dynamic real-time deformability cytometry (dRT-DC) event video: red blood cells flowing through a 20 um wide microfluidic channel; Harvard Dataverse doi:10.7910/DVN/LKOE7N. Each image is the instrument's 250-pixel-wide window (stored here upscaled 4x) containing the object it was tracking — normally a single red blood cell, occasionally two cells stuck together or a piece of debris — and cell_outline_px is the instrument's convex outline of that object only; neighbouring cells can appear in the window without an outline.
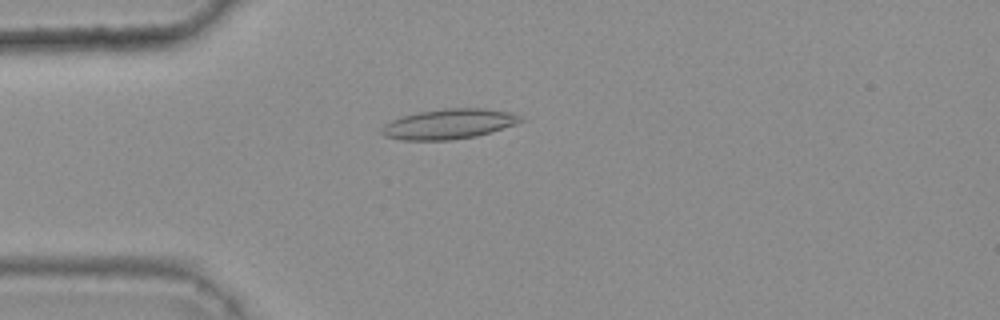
{"species": "common noctule bat (a hibernating species)", "species_latin": "Nyctalus noctula", "temperature_condition": "warm", "stored_images_in_passage": 35, "camera_frame_rate_fps": 3000, "um_per_image_px": 0.085, "animal": {"sex": "female", "body_mass_g": 25.1}, "frame": {"image": 1, "passage_image": 1, "time_ms": 0.0, "image_size_px": [1000, 320], "cell_outline_px": [[524, 120], [516, 124], [476, 136], [452, 140], [400, 140], [384, 136], [380, 132], [380, 128], [384, 124], [392, 120], [404, 116], [420, 112], [444, 108], [484, 108], [512, 112], [520, 116]], "centroid_in_image_um": [38.14, 10.54], "position_along_channel_um": 46.9, "area_um2": 24.33}}
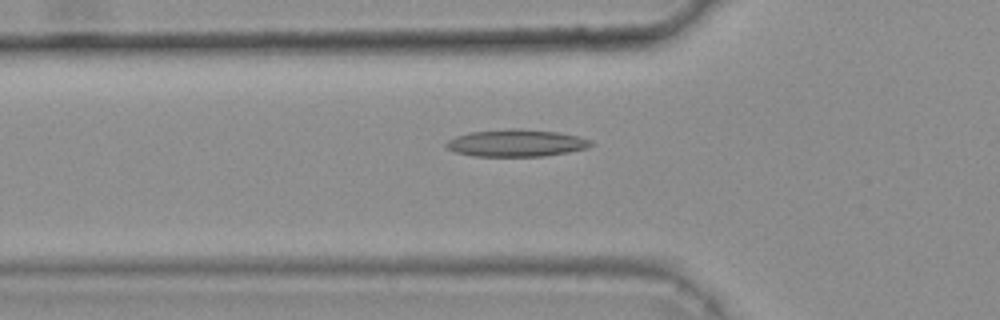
{"frame": {"image": 2, "passage_image": 5, "time_ms": 1.333, "image_size_px": [1000, 320], "cell_outline_px": [[596, 144], [588, 148], [568, 152], [544, 156], [472, 156], [456, 152], [448, 148], [444, 144], [448, 140], [456, 136], [468, 132], [508, 128], [520, 128], [556, 132], [576, 136], [592, 140]], "centroid_in_image_um": [43.89, 12.15], "position_along_channel_um": 81.9, "area_um2": 23.06}}
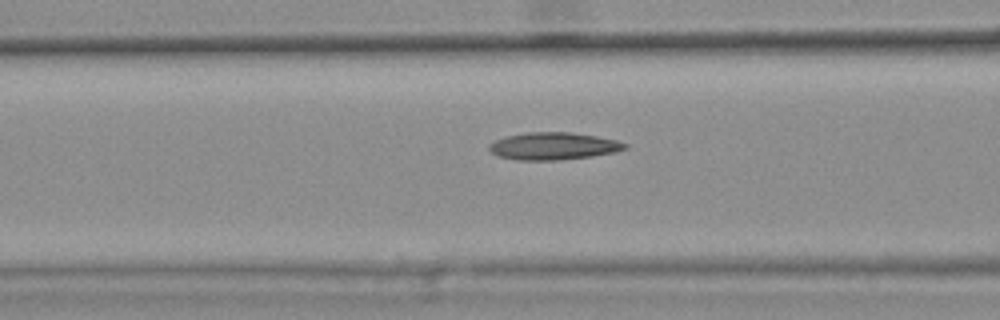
{"frame": {"image": 3, "passage_image": 8, "time_ms": 2.333, "image_size_px": [1000, 320], "cell_outline_px": [[628, 148], [616, 152], [592, 156], [560, 160], [520, 160], [496, 156], [488, 148], [488, 144], [496, 140], [508, 136], [528, 132], [568, 132], [596, 136], [616, 140], [628, 144]], "centroid_in_image_um": [47.05, 12.42], "position_along_channel_um": 119.5, "area_um2": 21.62}, "authors_computed_cell_mechanics": {"area_um2": 20.519, "velocity_mm_per_s": 3.7121, "shape_relaxation_time_tau1_ms": null, "shape_relaxation_time_tau2_ms": 3.2611, "deformation_change_tau1": null, "deformation_change_tau2": 0.1234}}